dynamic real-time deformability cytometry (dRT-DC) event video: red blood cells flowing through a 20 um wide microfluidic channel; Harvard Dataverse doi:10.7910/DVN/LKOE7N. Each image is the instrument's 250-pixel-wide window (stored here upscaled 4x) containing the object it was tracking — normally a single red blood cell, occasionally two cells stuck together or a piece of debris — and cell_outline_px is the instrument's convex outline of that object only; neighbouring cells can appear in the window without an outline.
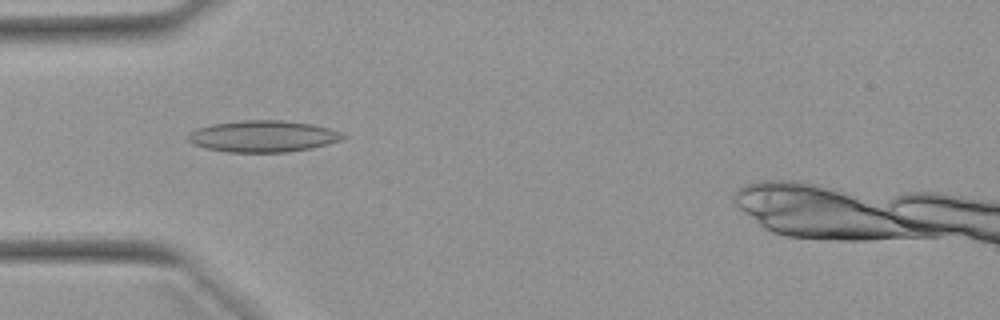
{"species": "Egyptian fruit bat (a non-hibernating species)", "species_latin": "Rousettus aegyptiacus", "temperature_condition": "warm", "stored_images_in_passage": 50, "camera_frame_rate_fps": 3000, "um_per_image_px": 0.085, "animal": {"sex": "female"}, "frame": {"image": 1, "passage_image": 15, "time_ms": 4.667, "image_size_px": [1000, 320], "cell_outline_px": [[348, 136], [340, 140], [328, 144], [312, 148], [288, 152], [228, 152], [204, 148], [192, 144], [188, 140], [188, 132], [196, 128], [212, 124], [240, 120], [280, 120], [312, 124], [328, 128], [340, 132]], "centroid_in_image_um": [22.33, 11.58], "position_along_channel_um": 62.7, "area_um2": 28.61}}
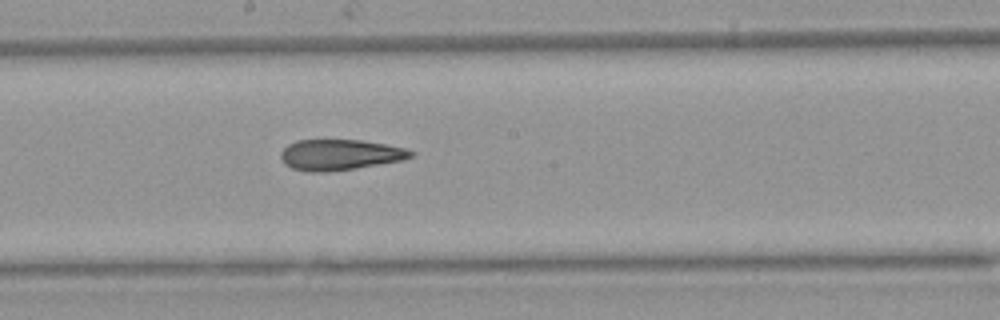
{"frame": {"image": 2, "passage_image": 27, "time_ms": 8.667, "image_size_px": [1000, 320], "cell_outline_px": [[416, 152], [412, 156], [404, 160], [356, 168], [328, 172], [308, 172], [292, 168], [284, 164], [280, 160], [280, 152], [288, 144], [296, 140], [360, 140], [408, 148]], "centroid_in_image_um": [28.89, 13.16], "position_along_channel_um": 219.3, "area_um2": 23.52}}
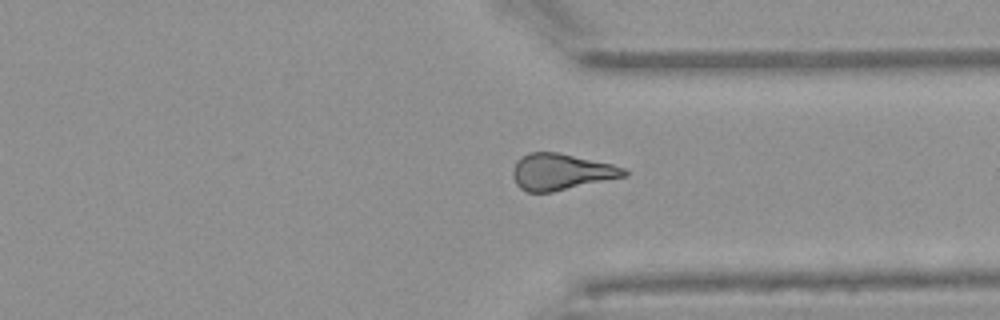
{"frame": {"image": 3, "passage_image": 38, "time_ms": 12.333, "image_size_px": [1000, 320], "cell_outline_px": [[628, 176], [552, 192], [528, 192], [520, 188], [516, 184], [512, 176], [512, 172], [516, 160], [528, 152], [556, 152], [612, 164], [624, 168], [628, 172]], "centroid_in_image_um": [47.68, 14.61], "position_along_channel_um": 363.7, "area_um2": 23.58}, "authors_computed_cell_mechanics": {"area_um2": 24.1893, "velocity_mm_per_s": 3.9447, "shape_relaxation_time_tau1_ms": null, "shape_relaxation_time_tau2_ms": 3.6661, "deformation_change_tau1": null, "deformation_change_tau2": 0.1362}}